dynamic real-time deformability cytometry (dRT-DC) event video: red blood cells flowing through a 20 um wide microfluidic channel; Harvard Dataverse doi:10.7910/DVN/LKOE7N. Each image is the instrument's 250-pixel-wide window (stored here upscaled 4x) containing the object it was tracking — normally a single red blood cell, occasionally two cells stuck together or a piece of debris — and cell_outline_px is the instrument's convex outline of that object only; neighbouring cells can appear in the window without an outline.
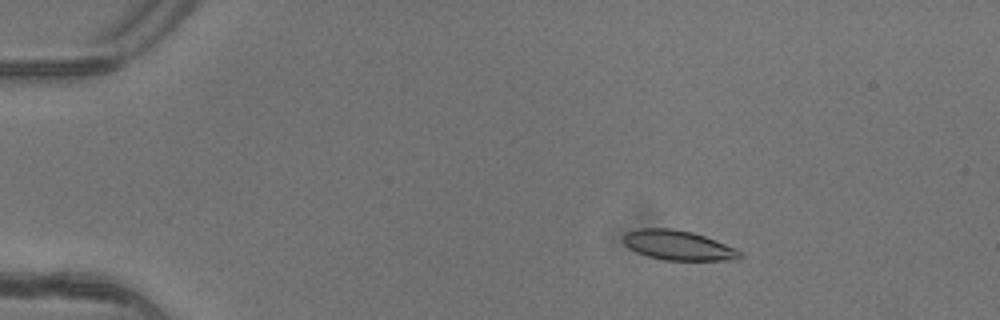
{"species": "common noctule bat (a hibernating species)", "species_latin": "Nyctalus noctula", "temperature_condition": "warm", "stored_images_in_passage": 3, "camera_frame_rate_fps": 3000, "um_per_image_px": 0.085, "animal": {"sex": "female"}, "frame": {"image": 1, "passage_image": 2, "time_ms": 0.333, "image_size_px": [1000, 320], "cell_outline_px": [[744, 256], [736, 260], [664, 260], [648, 256], [636, 252], [628, 248], [624, 244], [624, 232], [636, 228], [672, 228], [692, 232], [716, 240], [736, 248]], "centroid_in_image_um": [57.63, 20.84], "position_along_channel_um": 27.4, "area_um2": 20.35}}